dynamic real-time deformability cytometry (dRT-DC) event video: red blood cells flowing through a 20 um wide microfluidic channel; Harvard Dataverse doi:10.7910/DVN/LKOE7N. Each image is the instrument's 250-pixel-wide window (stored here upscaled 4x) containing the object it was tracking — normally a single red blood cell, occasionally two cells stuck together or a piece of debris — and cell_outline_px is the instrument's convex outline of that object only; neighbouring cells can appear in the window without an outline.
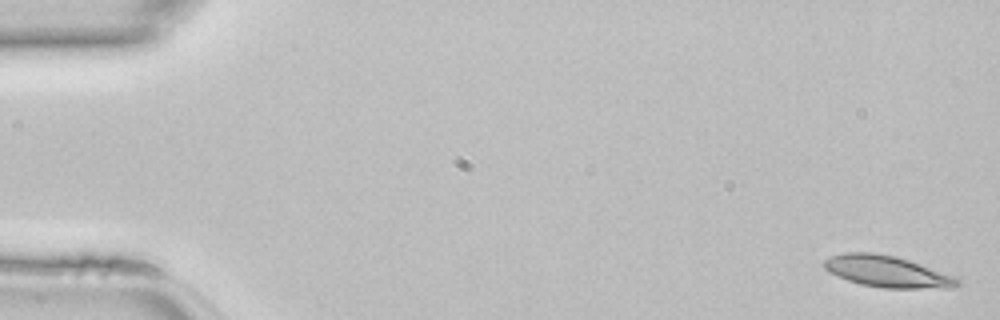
{"species": "common noctule bat (a hibernating species)", "species_latin": "Nyctalus noctula", "temperature_condition": "room temperature", "stored_images_in_passage": 46, "camera_frame_rate_fps": 3000, "um_per_image_px": 0.085, "animal": {"sex": "female", "body_mass_g": 22.7, "forearm_length_mm": 54.2}, "frame": {"image": 1, "passage_image": 1, "time_ms": 0.0, "image_size_px": [1000, 320], "cell_outline_px": [[960, 284], [952, 288], [884, 288], [860, 284], [848, 280], [828, 272], [824, 268], [824, 260], [832, 256], [844, 252], [876, 252], [896, 256], [956, 276], [960, 280]], "centroid_in_image_um": [75.42, 23.07], "position_along_channel_um": 9.6, "area_um2": 24.51}}
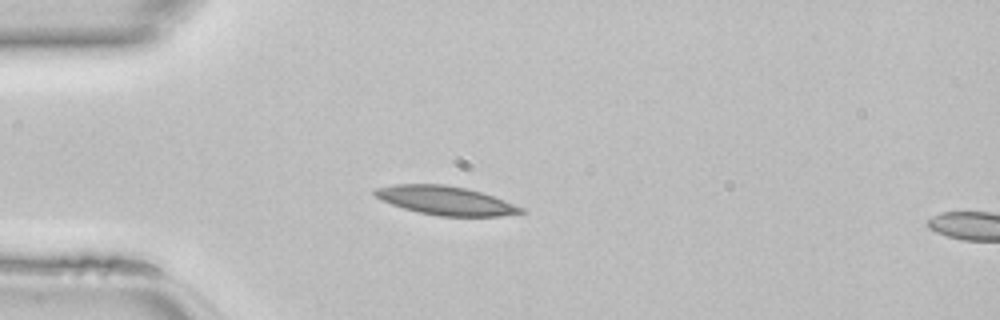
{"frame": {"image": 2, "passage_image": 12, "time_ms": 3.667, "image_size_px": [1000, 320], "cell_outline_px": [[528, 212], [500, 216], [440, 216], [420, 212], [404, 208], [380, 200], [372, 192], [372, 188], [392, 184], [444, 184], [464, 188], [480, 192], [492, 196], [524, 208]], "centroid_in_image_um": [37.83, 17.04], "position_along_channel_um": 47.2, "area_um2": 24.39}}
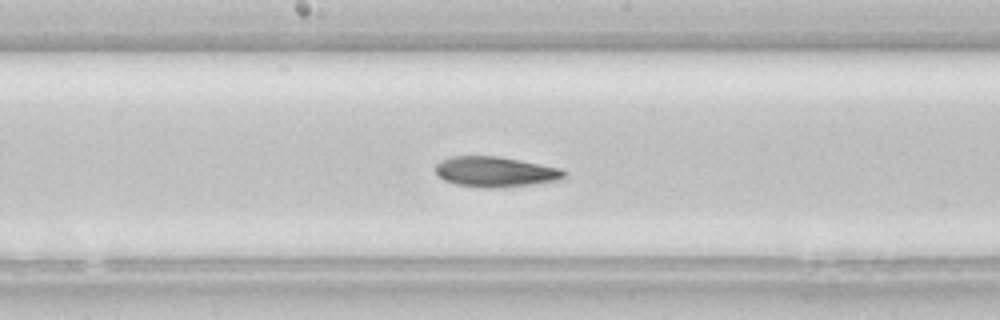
{"frame": {"image": 3, "passage_image": 24, "time_ms": 7.667, "image_size_px": [1000, 320], "cell_outline_px": [[568, 172], [560, 180], [532, 184], [496, 188], [480, 188], [456, 184], [444, 180], [436, 176], [436, 164], [440, 160], [452, 156], [496, 156], [520, 160], [560, 168]], "centroid_in_image_um": [42.08, 14.6], "position_along_channel_um": 206.1, "area_um2": 22.83}}